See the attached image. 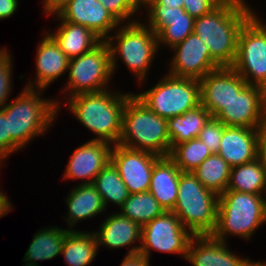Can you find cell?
<instances>
[{
  "label": "cell",
  "instance_id": "cell-27",
  "mask_svg": "<svg viewBox=\"0 0 266 266\" xmlns=\"http://www.w3.org/2000/svg\"><path fill=\"white\" fill-rule=\"evenodd\" d=\"M95 233L85 230H71L66 236L61 256L68 266H88L99 254Z\"/></svg>",
  "mask_w": 266,
  "mask_h": 266
},
{
  "label": "cell",
  "instance_id": "cell-26",
  "mask_svg": "<svg viewBox=\"0 0 266 266\" xmlns=\"http://www.w3.org/2000/svg\"><path fill=\"white\" fill-rule=\"evenodd\" d=\"M70 231L67 227L60 228V226H44L39 229L33 235L22 261L40 266L39 261L55 259L56 256L61 255L65 236Z\"/></svg>",
  "mask_w": 266,
  "mask_h": 266
},
{
  "label": "cell",
  "instance_id": "cell-35",
  "mask_svg": "<svg viewBox=\"0 0 266 266\" xmlns=\"http://www.w3.org/2000/svg\"><path fill=\"white\" fill-rule=\"evenodd\" d=\"M105 9L120 23L128 24L139 21L135 5L130 0H98ZM137 13V14H136ZM137 17H136V16Z\"/></svg>",
  "mask_w": 266,
  "mask_h": 266
},
{
  "label": "cell",
  "instance_id": "cell-21",
  "mask_svg": "<svg viewBox=\"0 0 266 266\" xmlns=\"http://www.w3.org/2000/svg\"><path fill=\"white\" fill-rule=\"evenodd\" d=\"M105 217L101 220L100 228L93 231L97 238L98 249L100 250L101 246L103 248L106 246L110 250L127 247L129 250L126 255L139 253L142 227L119 212H111Z\"/></svg>",
  "mask_w": 266,
  "mask_h": 266
},
{
  "label": "cell",
  "instance_id": "cell-47",
  "mask_svg": "<svg viewBox=\"0 0 266 266\" xmlns=\"http://www.w3.org/2000/svg\"><path fill=\"white\" fill-rule=\"evenodd\" d=\"M136 7L137 12L139 11V0H130Z\"/></svg>",
  "mask_w": 266,
  "mask_h": 266
},
{
  "label": "cell",
  "instance_id": "cell-41",
  "mask_svg": "<svg viewBox=\"0 0 266 266\" xmlns=\"http://www.w3.org/2000/svg\"><path fill=\"white\" fill-rule=\"evenodd\" d=\"M259 157L266 168V121L259 128Z\"/></svg>",
  "mask_w": 266,
  "mask_h": 266
},
{
  "label": "cell",
  "instance_id": "cell-6",
  "mask_svg": "<svg viewBox=\"0 0 266 266\" xmlns=\"http://www.w3.org/2000/svg\"><path fill=\"white\" fill-rule=\"evenodd\" d=\"M118 144L160 157L169 156L171 143L167 119L151 111L133 94L123 110L122 131Z\"/></svg>",
  "mask_w": 266,
  "mask_h": 266
},
{
  "label": "cell",
  "instance_id": "cell-34",
  "mask_svg": "<svg viewBox=\"0 0 266 266\" xmlns=\"http://www.w3.org/2000/svg\"><path fill=\"white\" fill-rule=\"evenodd\" d=\"M6 47L0 53V109L10 100L13 91V62L12 52ZM13 60V61H12ZM13 82V83H12Z\"/></svg>",
  "mask_w": 266,
  "mask_h": 266
},
{
  "label": "cell",
  "instance_id": "cell-32",
  "mask_svg": "<svg viewBox=\"0 0 266 266\" xmlns=\"http://www.w3.org/2000/svg\"><path fill=\"white\" fill-rule=\"evenodd\" d=\"M164 211L158 201L148 191L129 194L118 212L143 227Z\"/></svg>",
  "mask_w": 266,
  "mask_h": 266
},
{
  "label": "cell",
  "instance_id": "cell-5",
  "mask_svg": "<svg viewBox=\"0 0 266 266\" xmlns=\"http://www.w3.org/2000/svg\"><path fill=\"white\" fill-rule=\"evenodd\" d=\"M264 224L265 194L226 190L219 195L216 227L211 236L226 243L231 236L250 241Z\"/></svg>",
  "mask_w": 266,
  "mask_h": 266
},
{
  "label": "cell",
  "instance_id": "cell-29",
  "mask_svg": "<svg viewBox=\"0 0 266 266\" xmlns=\"http://www.w3.org/2000/svg\"><path fill=\"white\" fill-rule=\"evenodd\" d=\"M226 190L251 194H266V168L258 157L231 168L230 179Z\"/></svg>",
  "mask_w": 266,
  "mask_h": 266
},
{
  "label": "cell",
  "instance_id": "cell-17",
  "mask_svg": "<svg viewBox=\"0 0 266 266\" xmlns=\"http://www.w3.org/2000/svg\"><path fill=\"white\" fill-rule=\"evenodd\" d=\"M54 13L63 21L87 27L102 41L120 25L98 0H67Z\"/></svg>",
  "mask_w": 266,
  "mask_h": 266
},
{
  "label": "cell",
  "instance_id": "cell-15",
  "mask_svg": "<svg viewBox=\"0 0 266 266\" xmlns=\"http://www.w3.org/2000/svg\"><path fill=\"white\" fill-rule=\"evenodd\" d=\"M169 51L167 74L200 80L219 66L210 58V48L193 32ZM174 53V54H173Z\"/></svg>",
  "mask_w": 266,
  "mask_h": 266
},
{
  "label": "cell",
  "instance_id": "cell-20",
  "mask_svg": "<svg viewBox=\"0 0 266 266\" xmlns=\"http://www.w3.org/2000/svg\"><path fill=\"white\" fill-rule=\"evenodd\" d=\"M42 37L36 47V76L27 81L26 88L45 90L68 71L69 58L45 30Z\"/></svg>",
  "mask_w": 266,
  "mask_h": 266
},
{
  "label": "cell",
  "instance_id": "cell-30",
  "mask_svg": "<svg viewBox=\"0 0 266 266\" xmlns=\"http://www.w3.org/2000/svg\"><path fill=\"white\" fill-rule=\"evenodd\" d=\"M231 167L217 153H212L194 171L201 184L218 195L227 189Z\"/></svg>",
  "mask_w": 266,
  "mask_h": 266
},
{
  "label": "cell",
  "instance_id": "cell-40",
  "mask_svg": "<svg viewBox=\"0 0 266 266\" xmlns=\"http://www.w3.org/2000/svg\"><path fill=\"white\" fill-rule=\"evenodd\" d=\"M120 266H150V261L140 253L124 255Z\"/></svg>",
  "mask_w": 266,
  "mask_h": 266
},
{
  "label": "cell",
  "instance_id": "cell-37",
  "mask_svg": "<svg viewBox=\"0 0 266 266\" xmlns=\"http://www.w3.org/2000/svg\"><path fill=\"white\" fill-rule=\"evenodd\" d=\"M223 0H184L183 8L194 19L216 8Z\"/></svg>",
  "mask_w": 266,
  "mask_h": 266
},
{
  "label": "cell",
  "instance_id": "cell-49",
  "mask_svg": "<svg viewBox=\"0 0 266 266\" xmlns=\"http://www.w3.org/2000/svg\"><path fill=\"white\" fill-rule=\"evenodd\" d=\"M6 48V46L5 47H2V48H0V53L4 50Z\"/></svg>",
  "mask_w": 266,
  "mask_h": 266
},
{
  "label": "cell",
  "instance_id": "cell-14",
  "mask_svg": "<svg viewBox=\"0 0 266 266\" xmlns=\"http://www.w3.org/2000/svg\"><path fill=\"white\" fill-rule=\"evenodd\" d=\"M215 118L225 126L259 129L266 121L264 88L247 84Z\"/></svg>",
  "mask_w": 266,
  "mask_h": 266
},
{
  "label": "cell",
  "instance_id": "cell-8",
  "mask_svg": "<svg viewBox=\"0 0 266 266\" xmlns=\"http://www.w3.org/2000/svg\"><path fill=\"white\" fill-rule=\"evenodd\" d=\"M134 93L151 111L169 119L183 115L200 105V85L198 79L162 75L156 85Z\"/></svg>",
  "mask_w": 266,
  "mask_h": 266
},
{
  "label": "cell",
  "instance_id": "cell-19",
  "mask_svg": "<svg viewBox=\"0 0 266 266\" xmlns=\"http://www.w3.org/2000/svg\"><path fill=\"white\" fill-rule=\"evenodd\" d=\"M229 245L211 235H194L185 260L193 266H254L250 257L239 256Z\"/></svg>",
  "mask_w": 266,
  "mask_h": 266
},
{
  "label": "cell",
  "instance_id": "cell-11",
  "mask_svg": "<svg viewBox=\"0 0 266 266\" xmlns=\"http://www.w3.org/2000/svg\"><path fill=\"white\" fill-rule=\"evenodd\" d=\"M193 236L172 211H164L142 227L139 253L149 261L154 250L165 254H179L185 260Z\"/></svg>",
  "mask_w": 266,
  "mask_h": 266
},
{
  "label": "cell",
  "instance_id": "cell-28",
  "mask_svg": "<svg viewBox=\"0 0 266 266\" xmlns=\"http://www.w3.org/2000/svg\"><path fill=\"white\" fill-rule=\"evenodd\" d=\"M210 117V113L200 104L183 115L167 119L171 149L177 144L198 138L199 132Z\"/></svg>",
  "mask_w": 266,
  "mask_h": 266
},
{
  "label": "cell",
  "instance_id": "cell-4",
  "mask_svg": "<svg viewBox=\"0 0 266 266\" xmlns=\"http://www.w3.org/2000/svg\"><path fill=\"white\" fill-rule=\"evenodd\" d=\"M105 41L110 48L113 75H116L121 59L124 67L137 79L139 88L147 84L145 82L154 58L160 53L154 31L140 19L134 23L120 24Z\"/></svg>",
  "mask_w": 266,
  "mask_h": 266
},
{
  "label": "cell",
  "instance_id": "cell-46",
  "mask_svg": "<svg viewBox=\"0 0 266 266\" xmlns=\"http://www.w3.org/2000/svg\"><path fill=\"white\" fill-rule=\"evenodd\" d=\"M254 266H266V261L263 262V260H258V261H255L254 260Z\"/></svg>",
  "mask_w": 266,
  "mask_h": 266
},
{
  "label": "cell",
  "instance_id": "cell-44",
  "mask_svg": "<svg viewBox=\"0 0 266 266\" xmlns=\"http://www.w3.org/2000/svg\"><path fill=\"white\" fill-rule=\"evenodd\" d=\"M184 0H159L157 3H154L153 5H164L168 7H179L183 8L184 6Z\"/></svg>",
  "mask_w": 266,
  "mask_h": 266
},
{
  "label": "cell",
  "instance_id": "cell-31",
  "mask_svg": "<svg viewBox=\"0 0 266 266\" xmlns=\"http://www.w3.org/2000/svg\"><path fill=\"white\" fill-rule=\"evenodd\" d=\"M93 185L102 197L106 208H109V203L111 206L117 205L118 208H121L129 196L126 185L111 161L95 177Z\"/></svg>",
  "mask_w": 266,
  "mask_h": 266
},
{
  "label": "cell",
  "instance_id": "cell-2",
  "mask_svg": "<svg viewBox=\"0 0 266 266\" xmlns=\"http://www.w3.org/2000/svg\"><path fill=\"white\" fill-rule=\"evenodd\" d=\"M244 0H223L209 13L196 18L194 33L210 48L219 67H231L237 54L240 29L256 12Z\"/></svg>",
  "mask_w": 266,
  "mask_h": 266
},
{
  "label": "cell",
  "instance_id": "cell-45",
  "mask_svg": "<svg viewBox=\"0 0 266 266\" xmlns=\"http://www.w3.org/2000/svg\"><path fill=\"white\" fill-rule=\"evenodd\" d=\"M159 0H139V16L141 15V13L143 10H147L150 6H152L154 3H157Z\"/></svg>",
  "mask_w": 266,
  "mask_h": 266
},
{
  "label": "cell",
  "instance_id": "cell-22",
  "mask_svg": "<svg viewBox=\"0 0 266 266\" xmlns=\"http://www.w3.org/2000/svg\"><path fill=\"white\" fill-rule=\"evenodd\" d=\"M217 154L231 168L254 161L259 157V129L224 125Z\"/></svg>",
  "mask_w": 266,
  "mask_h": 266
},
{
  "label": "cell",
  "instance_id": "cell-3",
  "mask_svg": "<svg viewBox=\"0 0 266 266\" xmlns=\"http://www.w3.org/2000/svg\"><path fill=\"white\" fill-rule=\"evenodd\" d=\"M44 91L23 87L2 107L8 118L9 157L30 145L34 138L45 136L56 123L58 107L54 97L42 96Z\"/></svg>",
  "mask_w": 266,
  "mask_h": 266
},
{
  "label": "cell",
  "instance_id": "cell-39",
  "mask_svg": "<svg viewBox=\"0 0 266 266\" xmlns=\"http://www.w3.org/2000/svg\"><path fill=\"white\" fill-rule=\"evenodd\" d=\"M19 0H0V20L9 19L18 10Z\"/></svg>",
  "mask_w": 266,
  "mask_h": 266
},
{
  "label": "cell",
  "instance_id": "cell-13",
  "mask_svg": "<svg viewBox=\"0 0 266 266\" xmlns=\"http://www.w3.org/2000/svg\"><path fill=\"white\" fill-rule=\"evenodd\" d=\"M144 18L141 20H146L143 22L157 36L159 50H163V46L170 50L194 32L195 19L184 8L152 5L145 11Z\"/></svg>",
  "mask_w": 266,
  "mask_h": 266
},
{
  "label": "cell",
  "instance_id": "cell-16",
  "mask_svg": "<svg viewBox=\"0 0 266 266\" xmlns=\"http://www.w3.org/2000/svg\"><path fill=\"white\" fill-rule=\"evenodd\" d=\"M247 84L232 67H219L199 80L200 104L215 117Z\"/></svg>",
  "mask_w": 266,
  "mask_h": 266
},
{
  "label": "cell",
  "instance_id": "cell-7",
  "mask_svg": "<svg viewBox=\"0 0 266 266\" xmlns=\"http://www.w3.org/2000/svg\"><path fill=\"white\" fill-rule=\"evenodd\" d=\"M219 195L205 188L193 172L179 177L172 212L193 235H211L216 227Z\"/></svg>",
  "mask_w": 266,
  "mask_h": 266
},
{
  "label": "cell",
  "instance_id": "cell-9",
  "mask_svg": "<svg viewBox=\"0 0 266 266\" xmlns=\"http://www.w3.org/2000/svg\"><path fill=\"white\" fill-rule=\"evenodd\" d=\"M67 73L68 79L63 84L65 87L60 90L65 100L80 93L111 89L114 75L107 42L101 41L91 51L69 59Z\"/></svg>",
  "mask_w": 266,
  "mask_h": 266
},
{
  "label": "cell",
  "instance_id": "cell-12",
  "mask_svg": "<svg viewBox=\"0 0 266 266\" xmlns=\"http://www.w3.org/2000/svg\"><path fill=\"white\" fill-rule=\"evenodd\" d=\"M160 156L116 144L111 148L110 161L126 185L129 194L148 192L155 162Z\"/></svg>",
  "mask_w": 266,
  "mask_h": 266
},
{
  "label": "cell",
  "instance_id": "cell-48",
  "mask_svg": "<svg viewBox=\"0 0 266 266\" xmlns=\"http://www.w3.org/2000/svg\"><path fill=\"white\" fill-rule=\"evenodd\" d=\"M24 263H25V265H22V266H37V265H34L32 263H28V262H24Z\"/></svg>",
  "mask_w": 266,
  "mask_h": 266
},
{
  "label": "cell",
  "instance_id": "cell-24",
  "mask_svg": "<svg viewBox=\"0 0 266 266\" xmlns=\"http://www.w3.org/2000/svg\"><path fill=\"white\" fill-rule=\"evenodd\" d=\"M57 20L58 26L46 32L56 41L65 55L71 59L91 51L102 40L83 25L61 20L55 13L49 14Z\"/></svg>",
  "mask_w": 266,
  "mask_h": 266
},
{
  "label": "cell",
  "instance_id": "cell-33",
  "mask_svg": "<svg viewBox=\"0 0 266 266\" xmlns=\"http://www.w3.org/2000/svg\"><path fill=\"white\" fill-rule=\"evenodd\" d=\"M212 152L198 138L175 145L169 157L182 172H193Z\"/></svg>",
  "mask_w": 266,
  "mask_h": 266
},
{
  "label": "cell",
  "instance_id": "cell-38",
  "mask_svg": "<svg viewBox=\"0 0 266 266\" xmlns=\"http://www.w3.org/2000/svg\"><path fill=\"white\" fill-rule=\"evenodd\" d=\"M9 133L8 118L5 116L3 109H0V168L6 164L5 160L9 159Z\"/></svg>",
  "mask_w": 266,
  "mask_h": 266
},
{
  "label": "cell",
  "instance_id": "cell-10",
  "mask_svg": "<svg viewBox=\"0 0 266 266\" xmlns=\"http://www.w3.org/2000/svg\"><path fill=\"white\" fill-rule=\"evenodd\" d=\"M257 14L255 12L240 29L237 54L231 67L248 84L265 88L266 19Z\"/></svg>",
  "mask_w": 266,
  "mask_h": 266
},
{
  "label": "cell",
  "instance_id": "cell-18",
  "mask_svg": "<svg viewBox=\"0 0 266 266\" xmlns=\"http://www.w3.org/2000/svg\"><path fill=\"white\" fill-rule=\"evenodd\" d=\"M112 145L103 141L88 140L76 147L67 161L62 179L76 180L78 184H93L95 177L110 161Z\"/></svg>",
  "mask_w": 266,
  "mask_h": 266
},
{
  "label": "cell",
  "instance_id": "cell-42",
  "mask_svg": "<svg viewBox=\"0 0 266 266\" xmlns=\"http://www.w3.org/2000/svg\"><path fill=\"white\" fill-rule=\"evenodd\" d=\"M42 10L43 14L48 16L51 13H54L62 4L67 0H42Z\"/></svg>",
  "mask_w": 266,
  "mask_h": 266
},
{
  "label": "cell",
  "instance_id": "cell-43",
  "mask_svg": "<svg viewBox=\"0 0 266 266\" xmlns=\"http://www.w3.org/2000/svg\"><path fill=\"white\" fill-rule=\"evenodd\" d=\"M13 207L7 194L3 193V190L0 188V218L9 214Z\"/></svg>",
  "mask_w": 266,
  "mask_h": 266
},
{
  "label": "cell",
  "instance_id": "cell-25",
  "mask_svg": "<svg viewBox=\"0 0 266 266\" xmlns=\"http://www.w3.org/2000/svg\"><path fill=\"white\" fill-rule=\"evenodd\" d=\"M181 171L169 157H160L153 167L149 192L165 211H172L176 204Z\"/></svg>",
  "mask_w": 266,
  "mask_h": 266
},
{
  "label": "cell",
  "instance_id": "cell-1",
  "mask_svg": "<svg viewBox=\"0 0 266 266\" xmlns=\"http://www.w3.org/2000/svg\"><path fill=\"white\" fill-rule=\"evenodd\" d=\"M133 94V91L127 93L111 87L100 92L76 94L64 100L65 103L60 98L54 99L58 112L65 106L81 125L93 133L95 137L90 140L107 142L113 146L119 142L123 110Z\"/></svg>",
  "mask_w": 266,
  "mask_h": 266
},
{
  "label": "cell",
  "instance_id": "cell-23",
  "mask_svg": "<svg viewBox=\"0 0 266 266\" xmlns=\"http://www.w3.org/2000/svg\"><path fill=\"white\" fill-rule=\"evenodd\" d=\"M75 186L67 194L65 205L68 212L62 216L67 223L68 230H75L78 227L75 225H78L77 223L80 221L83 222L107 213L103 199L93 184H77Z\"/></svg>",
  "mask_w": 266,
  "mask_h": 266
},
{
  "label": "cell",
  "instance_id": "cell-36",
  "mask_svg": "<svg viewBox=\"0 0 266 266\" xmlns=\"http://www.w3.org/2000/svg\"><path fill=\"white\" fill-rule=\"evenodd\" d=\"M224 124L215 117H210L199 132L200 139L212 153H217L223 136Z\"/></svg>",
  "mask_w": 266,
  "mask_h": 266
}]
</instances>
